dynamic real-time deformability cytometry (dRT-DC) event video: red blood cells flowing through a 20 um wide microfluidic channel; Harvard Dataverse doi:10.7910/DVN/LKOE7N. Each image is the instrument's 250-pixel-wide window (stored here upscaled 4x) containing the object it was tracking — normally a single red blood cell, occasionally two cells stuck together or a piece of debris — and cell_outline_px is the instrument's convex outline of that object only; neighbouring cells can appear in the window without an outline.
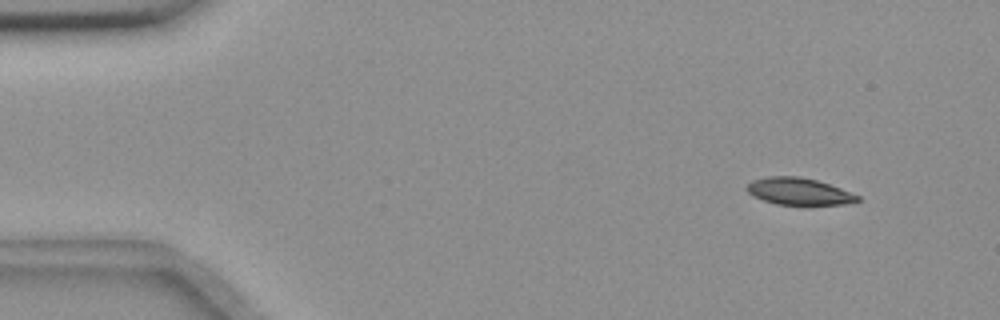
{"species": "common noctule bat (a hibernating species)", "species_latin": "Nyctalus noctula", "temperature_condition": "room temperature", "stored_images_in_passage": 56, "camera_frame_rate_fps": 3000, "um_per_image_px": 0.085, "animal": {"sex": "female", "body_mass_g": 18.4}, "frame": {"image": 1, "passage_image": 6, "time_ms": 1.667, "image_size_px": [1000, 320], "cell_outline_px": [[860, 200], [844, 204], [804, 208], [776, 204], [764, 200], [748, 192], [748, 184], [752, 180], [768, 176], [800, 176], [816, 180], [840, 188], [860, 196]], "centroid_in_image_um": [67.95, 16.32], "position_along_channel_um": 17.0, "area_um2": 17.98}}
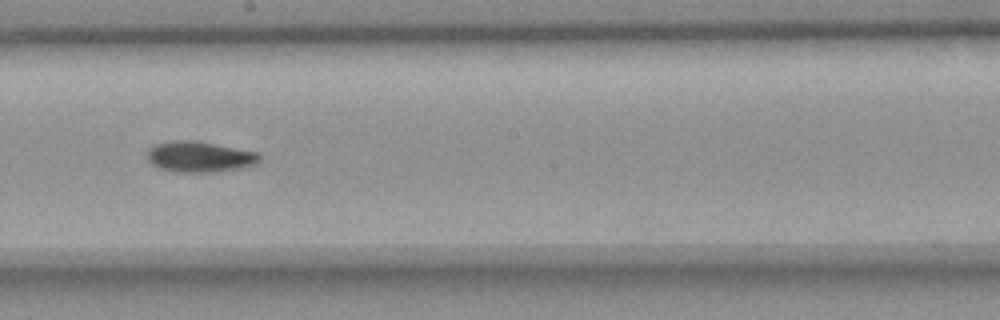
{"frame": {"image": 2, "passage_image": 32, "time_ms": 10.333, "image_size_px": [1000, 320], "cell_outline_px": [[260, 160], [256, 164], [240, 168], [216, 172], [176, 172], [160, 168], [152, 164], [148, 160], [148, 148], [156, 144], [168, 140], [196, 140], [256, 152], [260, 156]], "centroid_in_image_um": [16.94, 13.32], "position_along_channel_um": 231.3, "area_um2": 20.17}}
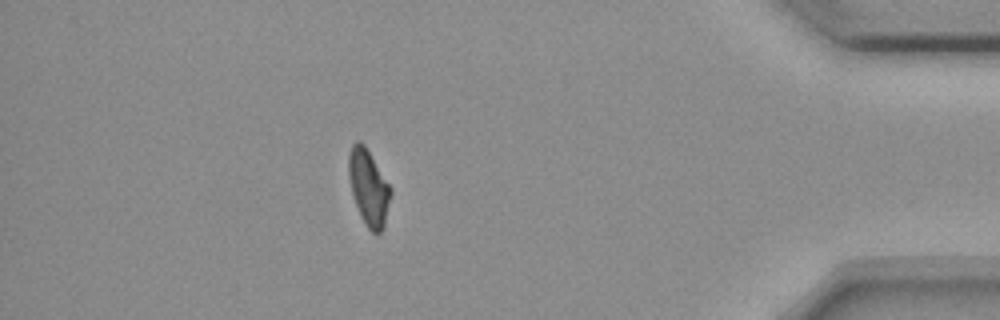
{"frame": {"image": 3, "passage_image": 50, "time_ms": 16.333, "image_size_px": [1000, 320], "cell_outline_px": [[392, 192], [384, 228], [380, 232], [372, 232], [364, 224], [360, 216], [352, 192], [348, 176], [348, 152], [352, 144], [356, 140], [360, 140], [364, 144], [392, 188]], "centroid_in_image_um": [31.33, 15.92], "position_along_channel_um": 403.9, "area_um2": 18.73}, "authors_computed_cell_mechanics": {"area_um2": 18.9295, "velocity_mm_per_s": 3.6323, "shape_relaxation_time_tau1_ms": 6.6423, "shape_relaxation_time_tau2_ms": null, "deformation_change_tau1": 0.1654, "deformation_change_tau2": null}}